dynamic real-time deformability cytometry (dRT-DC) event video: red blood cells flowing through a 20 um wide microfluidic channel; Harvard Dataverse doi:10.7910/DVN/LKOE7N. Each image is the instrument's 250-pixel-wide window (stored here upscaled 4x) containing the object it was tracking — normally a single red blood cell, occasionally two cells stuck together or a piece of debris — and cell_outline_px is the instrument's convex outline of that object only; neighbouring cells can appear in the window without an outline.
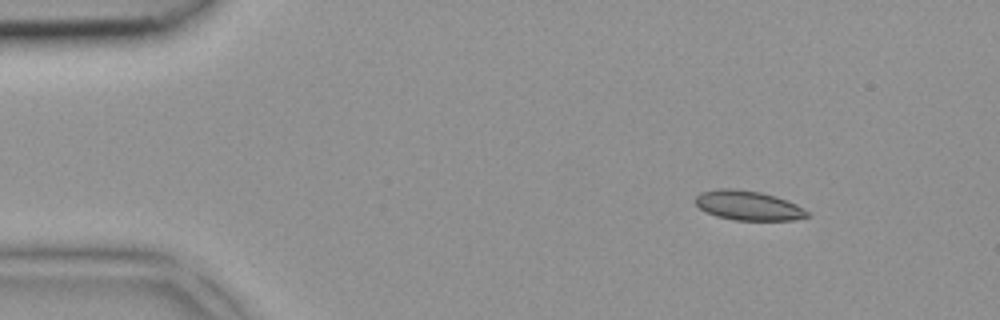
{"species": "common noctule bat (a hibernating species)", "species_latin": "Nyctalus noctula", "temperature_condition": "room temperature", "stored_images_in_passage": 2, "camera_frame_rate_fps": 3000, "um_per_image_px": 0.085, "animal": {"sex": "female", "body_mass_g": 18.4}, "frame": {"image": 1, "passage_image": 1, "time_ms": 0.0, "image_size_px": [1000, 320], "cell_outline_px": [[808, 216], [796, 220], [736, 220], [716, 216], [704, 212], [692, 200], [700, 192], [720, 188], [732, 188], [760, 192], [776, 196], [796, 204], [808, 212]], "centroid_in_image_um": [63.54, 17.46], "position_along_channel_um": 21.5, "area_um2": 19.31}}